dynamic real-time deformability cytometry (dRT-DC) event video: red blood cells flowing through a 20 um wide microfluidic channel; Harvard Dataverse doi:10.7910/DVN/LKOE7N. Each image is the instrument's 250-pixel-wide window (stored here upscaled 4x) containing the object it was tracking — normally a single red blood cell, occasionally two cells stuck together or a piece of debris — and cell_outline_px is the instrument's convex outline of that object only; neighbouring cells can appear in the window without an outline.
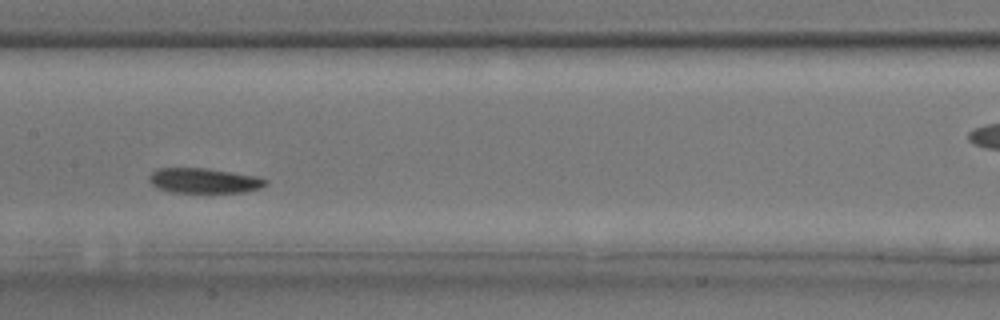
{"species": "common noctule bat (a hibernating species)", "species_latin": "Nyctalus noctula", "temperature_condition": "room temperature", "stored_images_in_passage": 26, "camera_frame_rate_fps": 3000, "um_per_image_px": 0.085, "animal": {"sex": "male", "body_mass_g": 17.9, "forearm_length_mm": 54.2}, "frame": {"image": 1, "passage_image": 8, "time_ms": 2.333, "image_size_px": [1000, 320], "cell_outline_px": [[268, 184], [260, 188], [244, 192], [168, 192], [152, 184], [148, 180], [148, 176], [156, 168], [208, 168], [256, 176], [268, 180]], "centroid_in_image_um": [17.34, 15.35], "position_along_channel_um": 190.1, "area_um2": 16.99}}
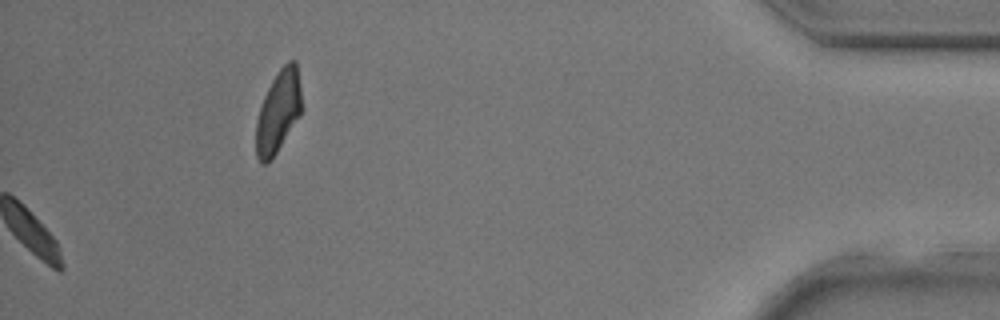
{"frame": {"image": 2, "passage_image": 26, "time_ms": 8.333, "image_size_px": [1000, 320], "cell_outline_px": [[300, 116], [268, 164], [260, 164], [256, 156], [256, 120], [264, 96], [272, 80], [280, 68], [288, 60], [296, 60], [300, 84]], "centroid_in_image_um": [23.63, 9.5], "position_along_channel_um": 411.6, "area_um2": 21.62}}